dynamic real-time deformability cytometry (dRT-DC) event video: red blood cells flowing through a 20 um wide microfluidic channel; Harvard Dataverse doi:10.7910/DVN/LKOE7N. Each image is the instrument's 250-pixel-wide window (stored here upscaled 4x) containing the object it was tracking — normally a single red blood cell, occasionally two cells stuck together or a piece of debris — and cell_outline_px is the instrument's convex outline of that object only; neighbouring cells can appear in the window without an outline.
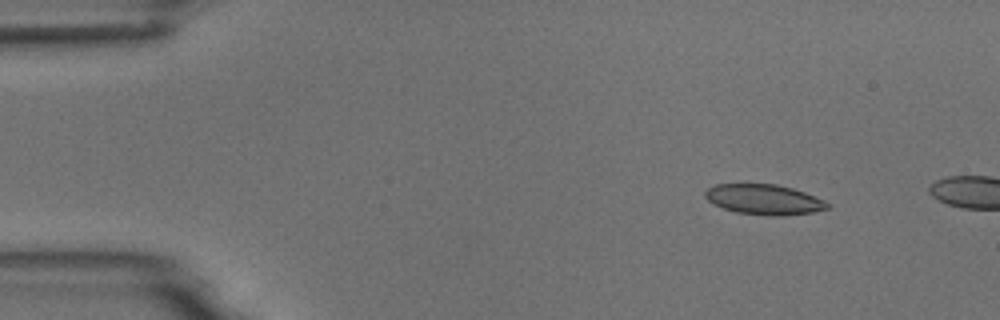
{"species": "common noctule bat (a hibernating species)", "species_latin": "Nyctalus noctula", "temperature_condition": "room temperature", "stored_images_in_passage": 3, "camera_frame_rate_fps": 3000, "um_per_image_px": 0.085, "animal": {"sex": "male", "body_mass_g": 18.8}, "frame": {"image": 1, "passage_image": 2, "time_ms": 1.333, "image_size_px": [1000, 320], "cell_outline_px": [[828, 208], [812, 212], [784, 216], [768, 216], [736, 212], [724, 208], [708, 200], [704, 196], [704, 192], [708, 188], [716, 184], [776, 184], [792, 188], [804, 192], [824, 200], [828, 204]], "centroid_in_image_um": [64.93, 16.96], "position_along_channel_um": 20.1, "area_um2": 21.39}}